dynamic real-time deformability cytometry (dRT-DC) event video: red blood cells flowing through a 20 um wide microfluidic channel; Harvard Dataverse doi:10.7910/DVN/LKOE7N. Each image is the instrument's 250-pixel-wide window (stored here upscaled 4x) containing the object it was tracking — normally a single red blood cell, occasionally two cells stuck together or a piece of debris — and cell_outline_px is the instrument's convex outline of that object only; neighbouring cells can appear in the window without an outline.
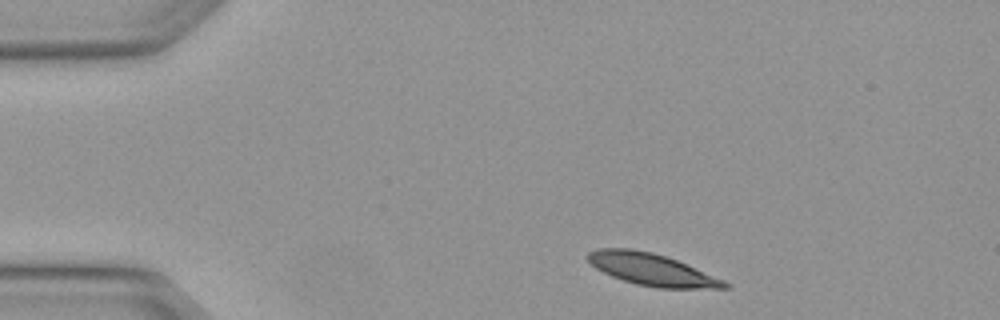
{"species": "Egyptian fruit bat (a non-hibernating species)", "species_latin": "Rousettus aegyptiacus", "temperature_condition": "warm", "stored_images_in_passage": 4, "camera_frame_rate_fps": 3000, "um_per_image_px": 0.085, "animal": {"sex": "female"}, "frame": {"image": 1, "passage_image": 1, "time_ms": 0.0, "image_size_px": [1000, 320], "cell_outline_px": [[732, 288], [660, 288], [636, 284], [612, 276], [596, 268], [584, 256], [588, 252], [596, 248], [632, 248], [652, 252], [676, 260], [724, 280], [732, 284]], "centroid_in_image_um": [55.38, 22.9], "position_along_channel_um": 29.6, "area_um2": 25.37}}
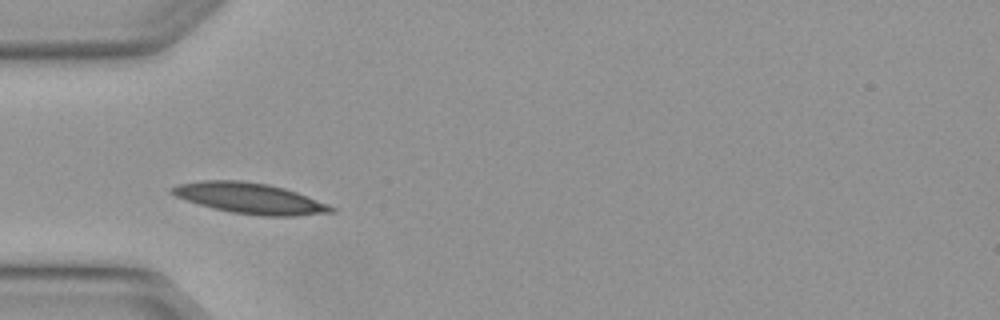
{"frame": {"image": 2, "passage_image": 3, "time_ms": 0.667, "image_size_px": [1000, 320], "cell_outline_px": [[336, 212], [296, 216], [264, 216], [232, 212], [212, 208], [176, 196], [168, 192], [168, 188], [180, 184], [204, 180], [240, 180], [268, 184], [284, 188], [296, 192], [328, 204], [336, 208]], "centroid_in_image_um": [21.26, 16.85], "position_along_channel_um": 63.7, "area_um2": 28.38}}
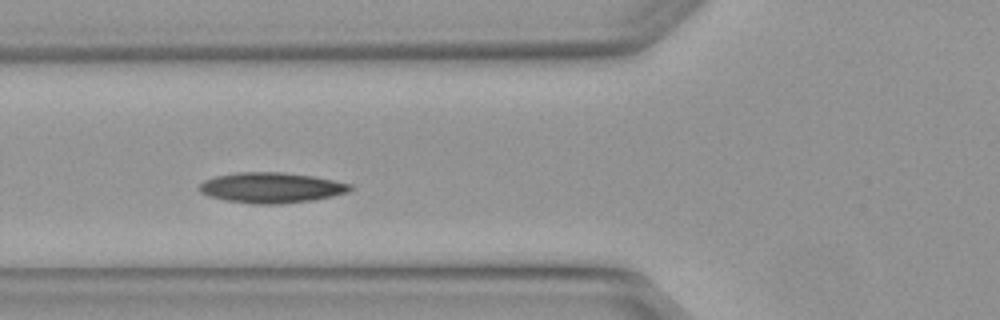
{"frame": {"image": 3, "passage_image": 4, "time_ms": 1.0, "image_size_px": [1000, 320], "cell_outline_px": [[356, 188], [348, 192], [332, 196], [312, 200], [280, 204], [252, 204], [224, 200], [208, 196], [200, 192], [196, 188], [204, 180], [216, 176], [236, 172], [280, 172], [312, 176], [352, 184]], "centroid_in_image_um": [23.04, 15.96], "position_along_channel_um": 102.8, "area_um2": 26.93}}